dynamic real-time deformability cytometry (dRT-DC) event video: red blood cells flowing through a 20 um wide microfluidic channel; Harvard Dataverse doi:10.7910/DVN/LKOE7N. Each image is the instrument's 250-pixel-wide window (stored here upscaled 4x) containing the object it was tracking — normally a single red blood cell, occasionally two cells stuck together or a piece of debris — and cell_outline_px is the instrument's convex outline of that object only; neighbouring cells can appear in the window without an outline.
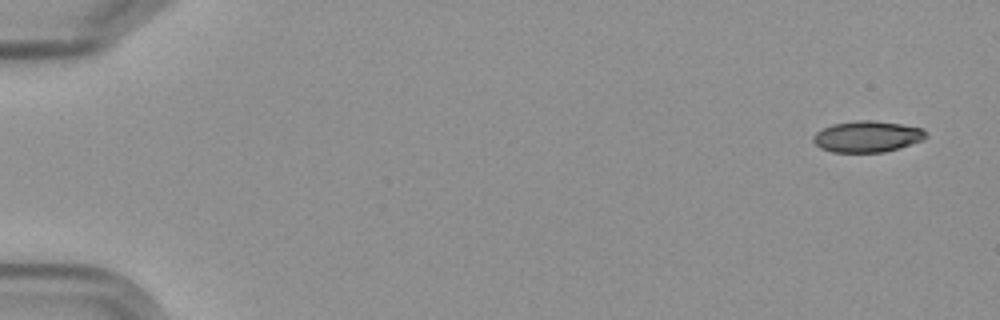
{"species": "Egyptian fruit bat (a non-hibernating species)", "species_latin": "Rousettus aegyptiacus", "temperature_condition": "cold", "stored_images_in_passage": 15, "camera_frame_rate_fps": 3000, "um_per_image_px": 0.085, "frame": {"image": 1, "passage_image": 1, "time_ms": 0.0, "image_size_px": [1000, 320], "cell_outline_px": [[928, 136], [924, 140], [900, 148], [884, 152], [832, 152], [820, 148], [812, 140], [812, 136], [816, 132], [832, 124], [856, 120], [872, 120], [900, 124], [920, 128], [928, 132]], "centroid_in_image_um": [73.72, 11.61], "position_along_channel_um": 11.3, "area_um2": 20.63}}
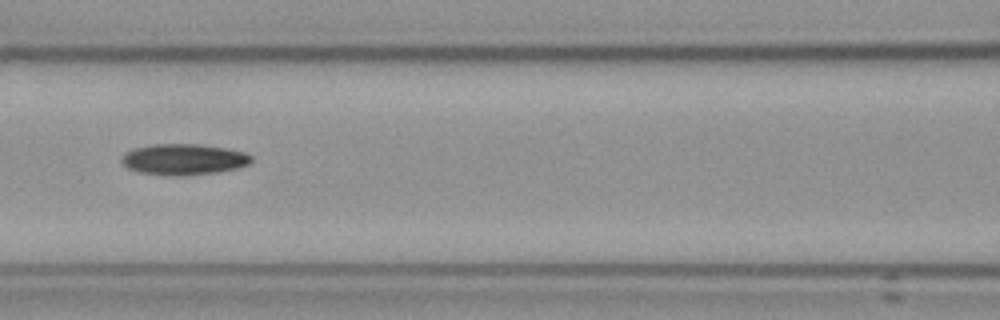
{"frame": {"image": 2, "passage_image": 7, "time_ms": 8.0, "image_size_px": [1000, 320], "cell_outline_px": [[252, 160], [248, 164], [236, 168], [216, 172], [180, 176], [176, 176], [140, 172], [128, 168], [120, 160], [128, 152], [136, 148], [156, 144], [196, 144], [224, 148], [244, 152], [252, 156]], "centroid_in_image_um": [15.64, 13.55], "position_along_channel_um": 151.0, "area_um2": 22.95}}